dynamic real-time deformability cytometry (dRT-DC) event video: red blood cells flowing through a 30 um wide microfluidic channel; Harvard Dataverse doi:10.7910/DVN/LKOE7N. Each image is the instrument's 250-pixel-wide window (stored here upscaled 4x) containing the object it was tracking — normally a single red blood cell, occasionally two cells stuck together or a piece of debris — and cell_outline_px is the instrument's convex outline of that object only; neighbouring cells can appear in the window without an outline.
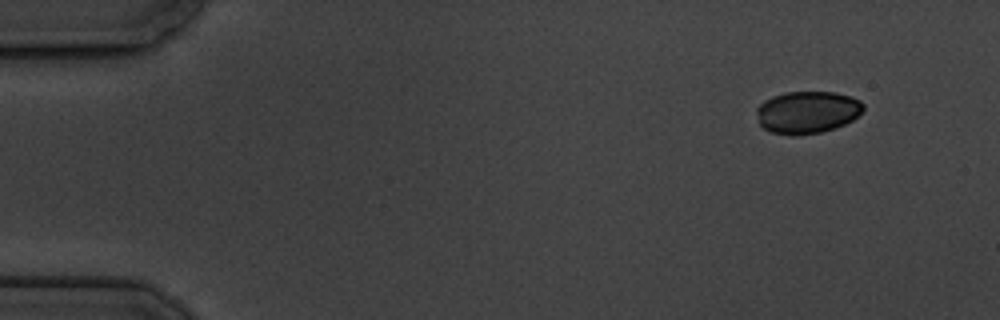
{"species": "common noctule bat (a hibernating species)", "species_latin": "Nyctalus noctula", "temperature_condition": "cold", "stored_images_in_passage": 9, "camera_frame_rate_fps": 3000, "um_per_image_px": 0.085, "animal": {"sex": "male", "body_mass_g": 19.5, "forearm_length_mm": 54.6}, "frame": {"image": 1, "passage_image": 1, "time_ms": 0.0, "image_size_px": [1000, 320], "cell_outline_px": [[864, 108], [852, 120], [836, 128], [820, 132], [796, 136], [792, 136], [772, 132], [764, 128], [760, 124], [756, 112], [756, 108], [764, 100], [772, 96], [784, 92], [836, 92], [852, 96], [860, 100], [864, 104]], "centroid_in_image_um": [68.61, 9.53], "position_along_channel_um": 16.4, "area_um2": 26.47}}
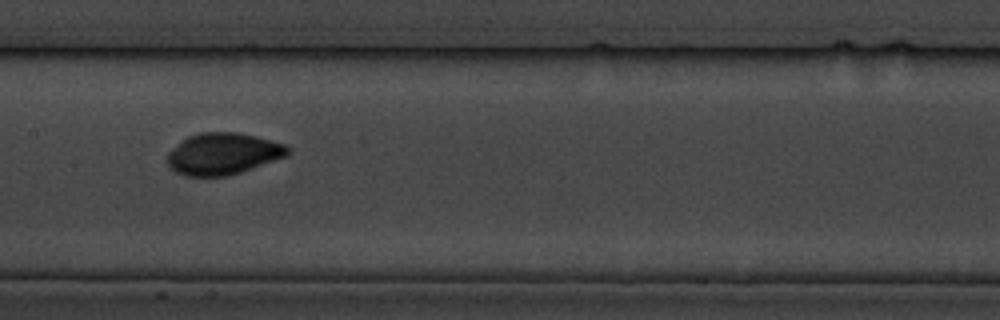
{"frame": {"image": 2, "passage_image": 8, "time_ms": 8.0, "image_size_px": [1000, 320], "cell_outline_px": [[288, 156], [228, 176], [184, 176], [168, 168], [168, 152], [188, 136], [200, 132], [240, 132], [272, 140], [284, 144], [288, 148]], "centroid_in_image_um": [18.95, 13.07], "position_along_channel_um": 188.5, "area_um2": 29.25}}
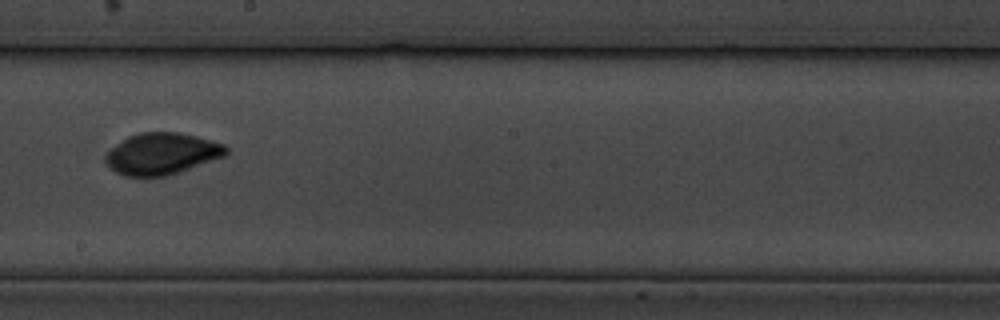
{"frame": {"image": 3, "passage_image": 9, "time_ms": 9.333, "image_size_px": [1000, 320], "cell_outline_px": [[228, 152], [224, 156], [180, 172], [168, 176], [124, 176], [116, 172], [104, 160], [104, 156], [112, 148], [128, 136], [140, 132], [180, 132], [196, 136], [224, 144], [228, 148]], "centroid_in_image_um": [13.77, 13.06], "position_along_channel_um": 234.4, "area_um2": 29.07}}